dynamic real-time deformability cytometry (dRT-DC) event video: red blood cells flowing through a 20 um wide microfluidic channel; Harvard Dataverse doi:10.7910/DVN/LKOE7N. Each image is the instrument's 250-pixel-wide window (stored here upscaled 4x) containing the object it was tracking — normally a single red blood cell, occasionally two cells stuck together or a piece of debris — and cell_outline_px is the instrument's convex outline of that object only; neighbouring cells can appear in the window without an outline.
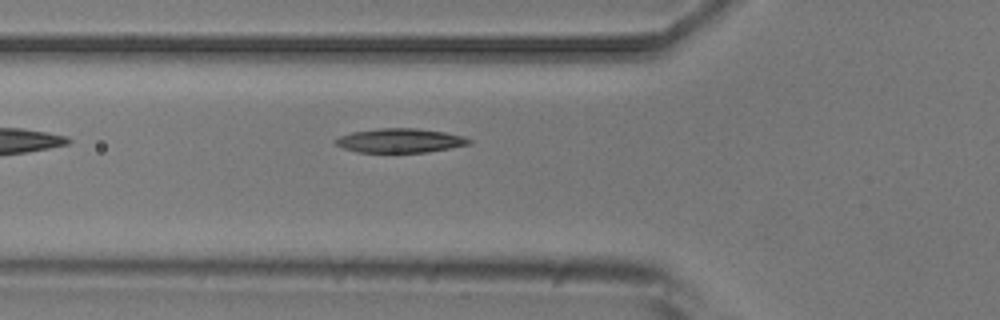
{"species": "common noctule bat (a hibernating species)", "species_latin": "Nyctalus noctula", "temperature_condition": "room temperature", "stored_images_in_passage": 6, "camera_frame_rate_fps": 3000, "um_per_image_px": 0.085, "animal": {"sex": "male", "body_mass_g": 20.5, "forearm_length_mm": 52.5}, "frame": {"image": 1, "passage_image": 6, "time_ms": 6.0, "image_size_px": [1000, 320], "cell_outline_px": [[472, 144], [428, 152], [356, 152], [344, 148], [336, 144], [332, 140], [340, 136], [352, 132], [380, 128], [416, 128], [444, 132], [464, 136], [472, 140]], "centroid_in_image_um": [34.02, 11.95], "position_along_channel_um": 91.8, "area_um2": 18.84}}